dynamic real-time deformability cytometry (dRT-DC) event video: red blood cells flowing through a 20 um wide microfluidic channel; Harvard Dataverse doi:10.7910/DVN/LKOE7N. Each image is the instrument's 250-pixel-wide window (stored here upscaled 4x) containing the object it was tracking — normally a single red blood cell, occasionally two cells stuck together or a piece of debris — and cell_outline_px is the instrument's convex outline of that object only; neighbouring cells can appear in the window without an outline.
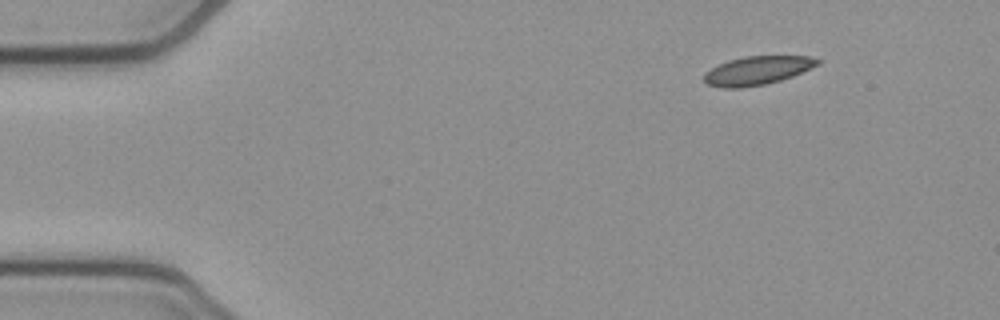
{"species": "common noctule bat (a hibernating species)", "species_latin": "Nyctalus noctula", "temperature_condition": "cold", "stored_images_in_passage": 48, "camera_frame_rate_fps": 3000, "um_per_image_px": 0.085, "animal": {"sex": "female", "body_mass_g": 21.9}, "frame": {"image": 1, "passage_image": 1, "time_ms": 0.0, "image_size_px": [1000, 320], "cell_outline_px": [[820, 64], [792, 76], [780, 80], [764, 84], [740, 88], [724, 88], [708, 84], [704, 80], [704, 72], [728, 60], [744, 56], [808, 56], [820, 60]], "centroid_in_image_um": [64.36, 5.99], "position_along_channel_um": 20.6, "area_um2": 18.73}}
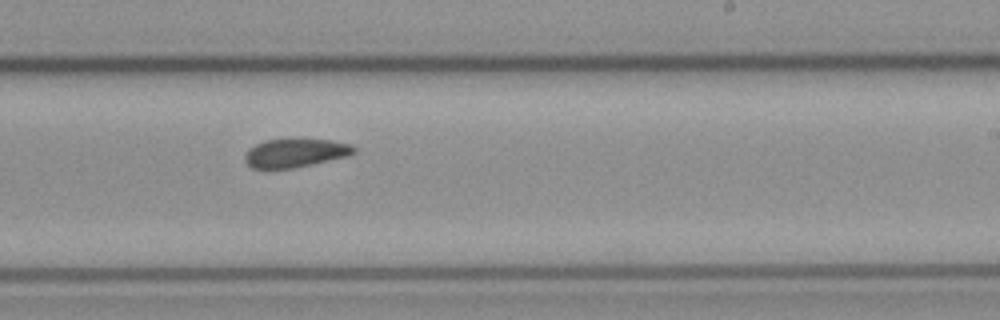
{"frame": {"image": 2, "passage_image": 27, "time_ms": 8.667, "image_size_px": [1000, 320], "cell_outline_px": [[356, 152], [348, 156], [312, 164], [292, 168], [252, 168], [244, 160], [244, 156], [248, 148], [264, 140], [332, 140], [352, 144], [356, 148]], "centroid_in_image_um": [25.11, 13.0], "position_along_channel_um": 263.9, "area_um2": 17.98}}
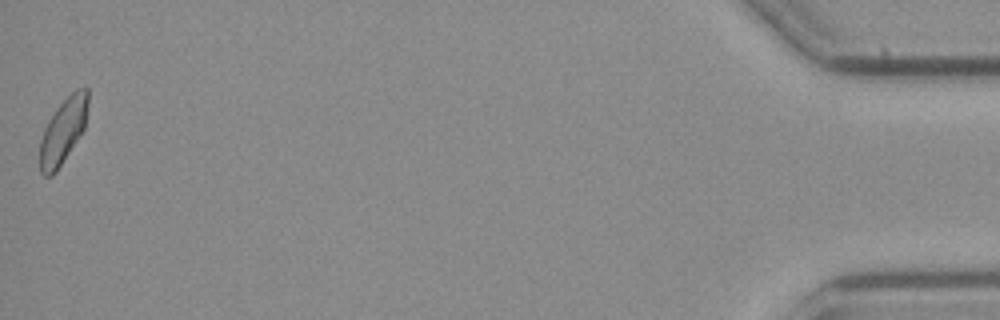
{"frame": {"image": 3, "passage_image": 48, "time_ms": 15.667, "image_size_px": [1000, 320], "cell_outline_px": [[88, 104], [84, 128], [56, 172], [52, 176], [44, 176], [40, 172], [40, 140], [44, 128], [48, 120], [56, 108], [76, 88], [84, 84], [88, 88]], "centroid_in_image_um": [5.36, 11.09], "position_along_channel_um": 429.8, "area_um2": 18.26}, "authors_computed_cell_mechanics": {"area_um2": 18.9873, "velocity_mm_per_s": 3.8147, "shape_relaxation_time_tau1_ms": null, "shape_relaxation_time_tau2_ms": 4.2921, "deformation_change_tau1": null, "deformation_change_tau2": 0.0995}}